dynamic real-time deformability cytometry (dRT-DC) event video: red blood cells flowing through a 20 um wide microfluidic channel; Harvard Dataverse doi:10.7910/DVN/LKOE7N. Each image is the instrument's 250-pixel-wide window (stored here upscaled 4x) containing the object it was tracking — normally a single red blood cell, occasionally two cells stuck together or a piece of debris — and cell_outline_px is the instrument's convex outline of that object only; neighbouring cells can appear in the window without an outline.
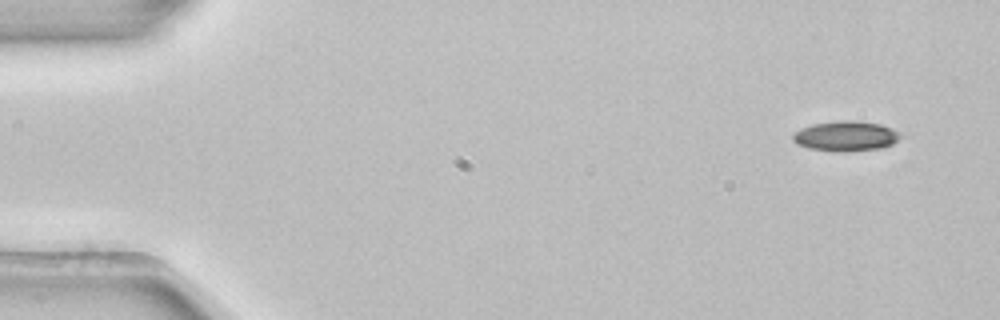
{"species": "common noctule bat (a hibernating species)", "species_latin": "Nyctalus noctula", "temperature_condition": "room temperature", "stored_images_in_passage": 4, "camera_frame_rate_fps": 3000, "um_per_image_px": 0.085, "animal": {"sex": "female", "body_mass_g": 22.7, "forearm_length_mm": 54.2}, "frame": {"image": 1, "passage_image": 1, "time_ms": 0.0, "image_size_px": [1000, 320], "cell_outline_px": [[904, 136], [892, 144], [880, 148], [848, 152], [808, 148], [796, 144], [792, 140], [792, 132], [800, 128], [812, 124], [840, 120], [856, 120], [880, 124], [892, 128]], "centroid_in_image_um": [71.88, 11.56], "position_along_channel_um": 13.1, "area_um2": 19.07}}
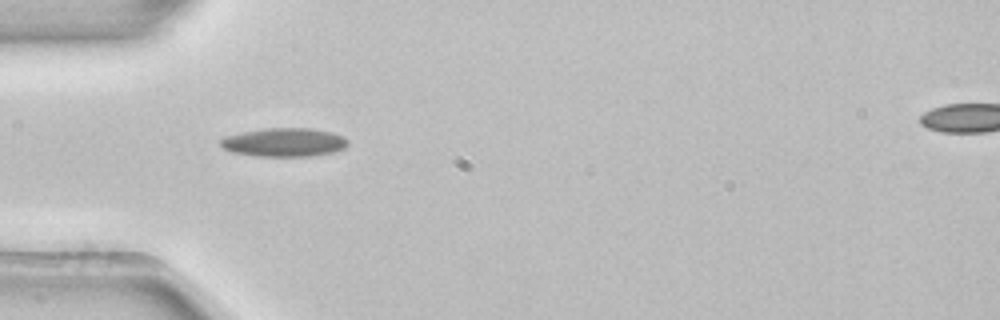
{"frame": {"image": 2, "passage_image": 4, "time_ms": 1.0, "image_size_px": [1000, 320], "cell_outline_px": [[348, 144], [344, 148], [332, 152], [312, 156], [256, 156], [232, 152], [224, 148], [220, 144], [220, 140], [224, 136], [264, 128], [308, 128], [332, 132], [344, 136], [348, 140]], "centroid_in_image_um": [24.16, 12.09], "position_along_channel_um": 60.8, "area_um2": 21.21}}